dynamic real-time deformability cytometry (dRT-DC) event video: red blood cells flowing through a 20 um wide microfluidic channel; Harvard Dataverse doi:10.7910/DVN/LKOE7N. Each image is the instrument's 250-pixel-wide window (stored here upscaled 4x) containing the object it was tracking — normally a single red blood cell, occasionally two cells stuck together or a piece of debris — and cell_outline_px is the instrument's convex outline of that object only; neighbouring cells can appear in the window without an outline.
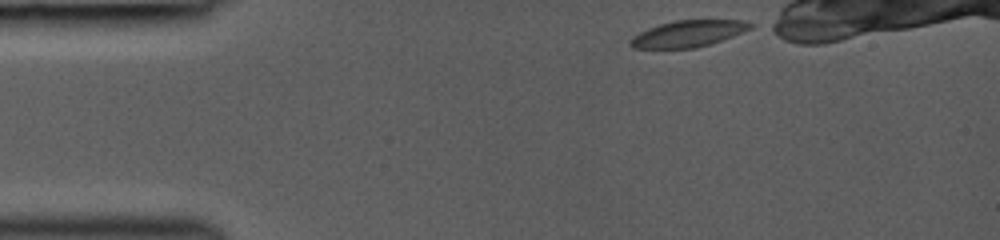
{"species": "common noctule bat (a hibernating species)", "species_latin": "Nyctalus noctula", "temperature_condition": "room temperature", "stored_images_in_passage": 18, "segment_of_instrument_passage": [1, 2], "camera_frame_rate_fps": 3000, "um_per_image_px": 0.085, "animal": {"sex": "female", "body_mass_g": 19.0, "forearm_length_mm": 53.3}, "frame": {"image": 1, "passage_image": 1, "time_ms": 0.0, "image_size_px": [1000, 240], "cell_outline_px": [[756, 24], [752, 28], [732, 36], [696, 48], [632, 48], [628, 44], [628, 40], [632, 36], [648, 28], [660, 24], [676, 20], [744, 20]], "centroid_in_image_um": [58.47, 2.86], "position_along_channel_um": 26.5, "area_um2": 18.5}}
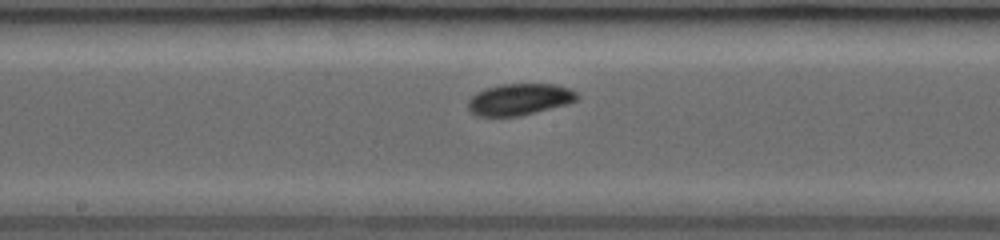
{"frame": {"image": 2, "passage_image": 11, "time_ms": 5.667, "image_size_px": [1000, 240], "cell_outline_px": [[580, 96], [576, 100], [568, 104], [520, 116], [476, 116], [468, 108], [468, 100], [476, 92], [484, 88], [500, 84], [556, 84], [568, 88], [576, 92]], "centroid_in_image_um": [44.15, 8.44], "position_along_channel_um": 204.1, "area_um2": 20.17}}
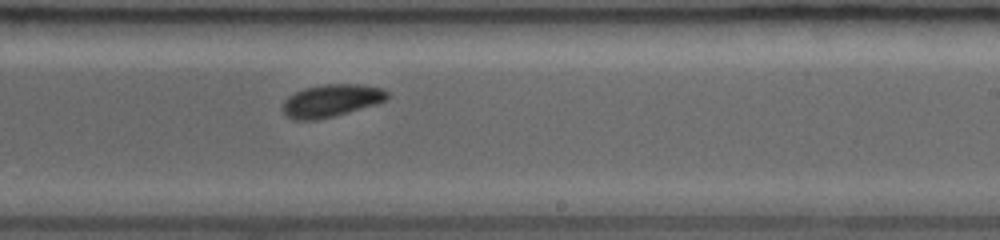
{"frame": {"image": 3, "passage_image": 14, "time_ms": 7.0, "image_size_px": [1000, 240], "cell_outline_px": [[392, 96], [388, 100], [376, 104], [348, 112], [316, 120], [292, 120], [280, 108], [284, 100], [288, 96], [304, 88], [324, 84], [360, 84], [380, 88], [388, 92]], "centroid_in_image_um": [28.16, 8.55], "position_along_channel_um": 260.8, "area_um2": 19.94}}